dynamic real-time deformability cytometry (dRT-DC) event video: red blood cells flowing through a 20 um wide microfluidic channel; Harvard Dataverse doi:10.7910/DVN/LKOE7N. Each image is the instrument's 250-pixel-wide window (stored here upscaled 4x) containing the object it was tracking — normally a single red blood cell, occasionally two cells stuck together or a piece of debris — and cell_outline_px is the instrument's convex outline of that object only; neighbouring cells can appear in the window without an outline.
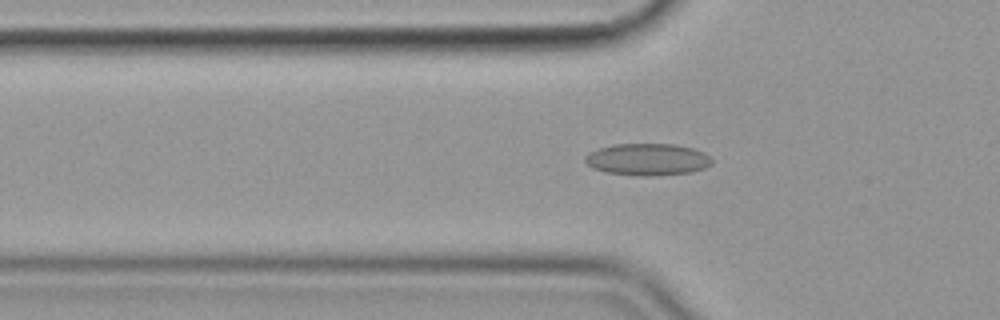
{"species": "common noctule bat (a hibernating species)", "species_latin": "Nyctalus noctula", "temperature_condition": "cold", "stored_images_in_passage": 45, "camera_frame_rate_fps": 3000, "um_per_image_px": 0.085, "animal": {"sex": "female", "body_mass_g": 19.9}, "frame": {"image": 1, "passage_image": 19, "time_ms": 6.0, "image_size_px": [1000, 320], "cell_outline_px": [[712, 164], [704, 168], [692, 172], [652, 176], [640, 176], [604, 172], [592, 168], [584, 160], [584, 156], [588, 152], [612, 144], [676, 144], [692, 148], [704, 152], [712, 160]], "centroid_in_image_um": [55.02, 13.55], "position_along_channel_um": 70.8, "area_um2": 23.76}}
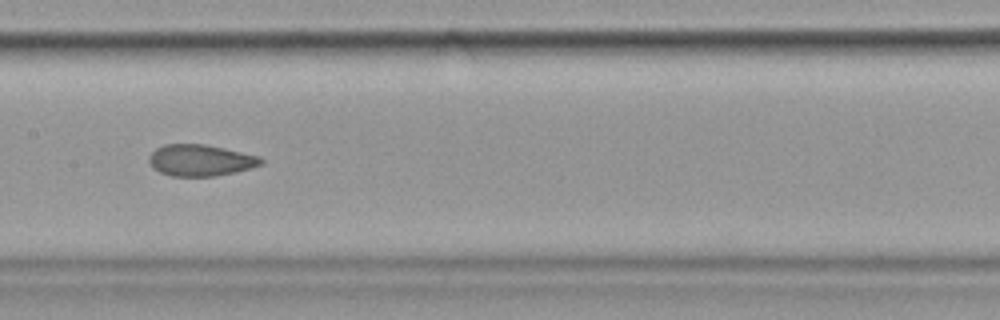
{"frame": {"image": 2, "passage_image": 29, "time_ms": 9.333, "image_size_px": [1000, 320], "cell_outline_px": [[264, 164], [236, 172], [216, 176], [172, 176], [160, 172], [148, 160], [148, 156], [156, 148], [164, 144], [204, 144], [224, 148], [260, 156], [264, 160]], "centroid_in_image_um": [17.08, 13.62], "position_along_channel_um": 190.3, "area_um2": 20.52}}
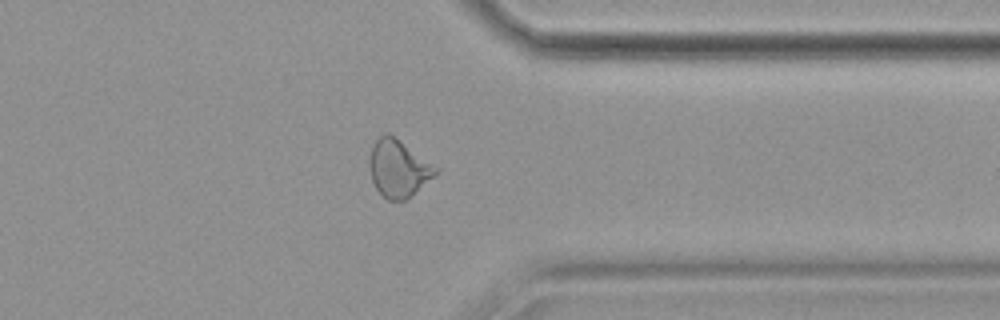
{"frame": {"image": 3, "passage_image": 45, "time_ms": 14.667, "image_size_px": [1000, 320], "cell_outline_px": [[440, 172], [436, 176], [412, 196], [404, 200], [388, 200], [376, 188], [372, 180], [368, 156], [372, 144], [384, 132], [388, 132], [440, 168]], "centroid_in_image_um": [33.89, 14.31], "position_along_channel_um": 377.5, "area_um2": 22.37}, "authors_computed_cell_mechanics": {"area_um2": 21.964, "velocity_mm_per_s": 3.5852, "shape_relaxation_time_tau1_ms": null, "shape_relaxation_time_tau2_ms": 1.8096, "deformation_change_tau1": null, "deformation_change_tau2": 0.0739}}